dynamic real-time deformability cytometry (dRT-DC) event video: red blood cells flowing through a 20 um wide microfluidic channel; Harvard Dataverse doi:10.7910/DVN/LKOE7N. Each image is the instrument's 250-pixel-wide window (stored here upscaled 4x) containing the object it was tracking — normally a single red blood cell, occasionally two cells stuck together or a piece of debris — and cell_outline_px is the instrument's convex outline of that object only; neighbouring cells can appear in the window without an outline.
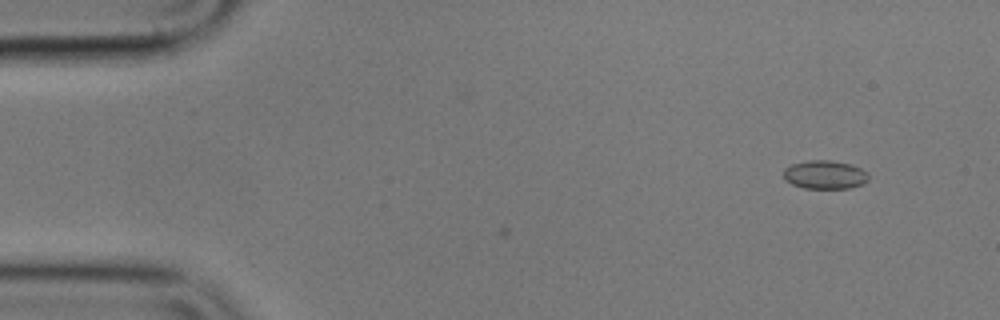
{"species": "common noctule bat (a hibernating species)", "species_latin": "Nyctalus noctula", "temperature_condition": "cold", "stored_images_in_passage": 5, "camera_frame_rate_fps": 3000, "um_per_image_px": 0.085, "animal": {"sex": "male", "body_mass_g": 17.9}, "frame": {"image": 1, "passage_image": 5, "time_ms": 1.333, "image_size_px": [1000, 320], "cell_outline_px": [[868, 180], [864, 184], [848, 188], [804, 188], [792, 184], [784, 180], [784, 168], [792, 164], [808, 160], [832, 160], [852, 164], [868, 172]], "centroid_in_image_um": [70.12, 14.84], "position_along_channel_um": 14.9, "area_um2": 14.28}}